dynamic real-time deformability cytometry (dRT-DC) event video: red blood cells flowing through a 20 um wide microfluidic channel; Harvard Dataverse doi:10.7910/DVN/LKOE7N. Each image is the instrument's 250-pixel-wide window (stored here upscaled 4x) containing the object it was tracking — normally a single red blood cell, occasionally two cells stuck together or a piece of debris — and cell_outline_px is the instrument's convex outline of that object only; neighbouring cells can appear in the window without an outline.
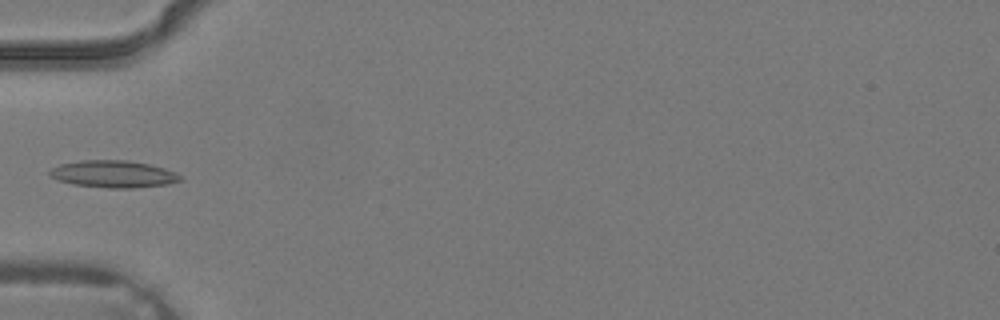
{"species": "common noctule bat (a hibernating species)", "species_latin": "Nyctalus noctula", "temperature_condition": "warm", "stored_images_in_passage": 3, "camera_frame_rate_fps": 3000, "um_per_image_px": 0.085, "animal": {"sex": "male", "body_mass_g": 19.2, "forearm_length_mm": 51.8}, "frame": {"image": 1, "passage_image": 3, "time_ms": 0.667, "image_size_px": [1000, 320], "cell_outline_px": [[184, 180], [168, 184], [132, 188], [108, 188], [72, 184], [48, 176], [48, 172], [52, 168], [60, 164], [80, 160], [128, 160], [148, 164], [164, 168], [176, 172]], "centroid_in_image_um": [9.64, 14.79], "position_along_channel_um": 75.4, "area_um2": 20.69}}